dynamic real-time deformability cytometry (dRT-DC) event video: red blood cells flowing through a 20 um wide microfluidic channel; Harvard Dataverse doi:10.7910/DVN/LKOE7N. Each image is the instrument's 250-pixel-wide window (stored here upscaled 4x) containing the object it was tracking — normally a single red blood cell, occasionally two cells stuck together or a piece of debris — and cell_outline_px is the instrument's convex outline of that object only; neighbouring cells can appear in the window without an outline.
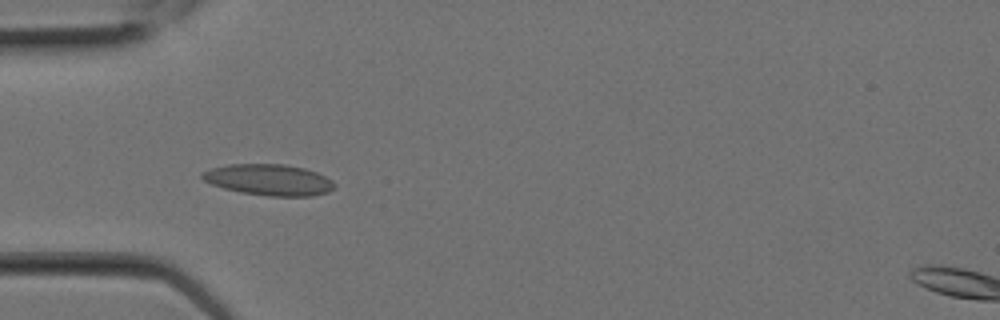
{"species": "Egyptian fruit bat (a non-hibernating species)", "species_latin": "Rousettus aegyptiacus", "temperature_condition": "room temperature", "stored_images_in_passage": 2, "camera_frame_rate_fps": 3000, "um_per_image_px": 0.085, "animal": {"sex": "female"}, "frame": {"image": 1, "passage_image": 2, "time_ms": 0.333, "image_size_px": [1000, 320], "cell_outline_px": [[336, 184], [328, 192], [312, 196], [272, 196], [240, 192], [224, 188], [212, 184], [204, 180], [200, 176], [200, 172], [212, 168], [228, 164], [284, 164], [304, 168], [316, 172], [332, 180]], "centroid_in_image_um": [22.84, 15.28], "position_along_channel_um": 62.2, "area_um2": 23.93}}